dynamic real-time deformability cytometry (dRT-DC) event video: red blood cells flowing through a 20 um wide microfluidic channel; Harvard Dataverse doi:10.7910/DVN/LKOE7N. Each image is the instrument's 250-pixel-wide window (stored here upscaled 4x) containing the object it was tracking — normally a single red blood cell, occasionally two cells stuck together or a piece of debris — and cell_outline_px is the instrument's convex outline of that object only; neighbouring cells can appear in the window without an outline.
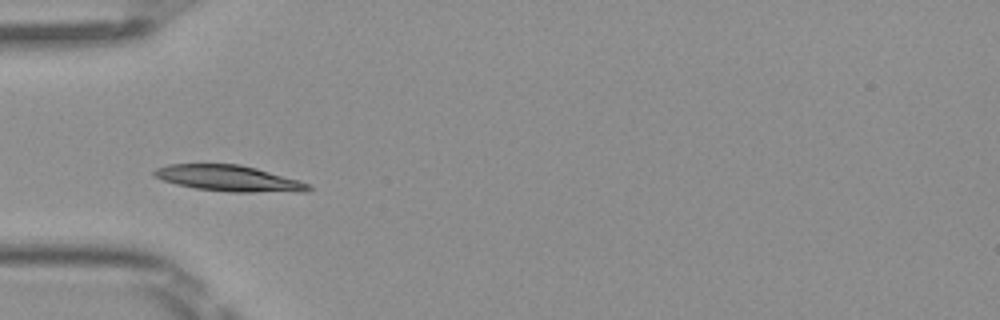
{"species": "Egyptian fruit bat (a non-hibernating species)", "species_latin": "Rousettus aegyptiacus", "temperature_condition": "room temperature", "stored_images_in_passage": 7, "camera_frame_rate_fps": 3000, "um_per_image_px": 0.085, "frame": {"image": 1, "passage_image": 4, "time_ms": 1.0, "image_size_px": [1000, 320], "cell_outline_px": [[312, 188], [308, 192], [232, 192], [196, 188], [176, 184], [152, 176], [152, 172], [156, 168], [168, 164], [240, 164], [256, 168], [300, 180], [308, 184]], "centroid_in_image_um": [19.47, 15.16], "position_along_channel_um": 65.5, "area_um2": 23.41}}
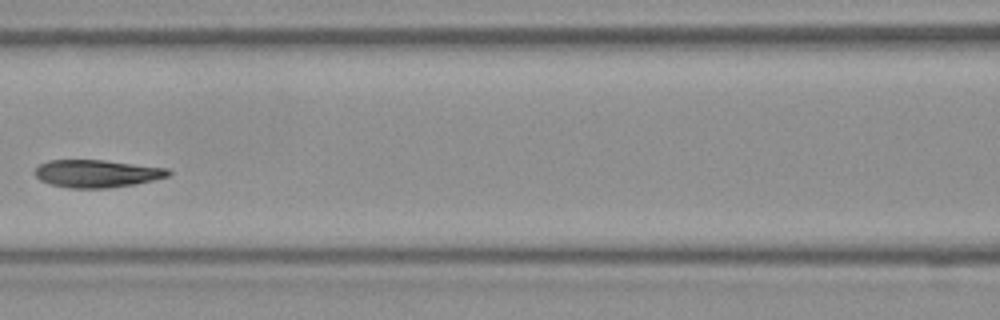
{"frame": {"image": 2, "passage_image": 6, "time_ms": 1.667, "image_size_px": [1000, 320], "cell_outline_px": [[172, 172], [168, 176], [152, 180], [132, 184], [108, 188], [68, 188], [52, 184], [40, 180], [36, 176], [36, 168], [40, 164], [48, 160], [104, 160], [168, 168]], "centroid_in_image_um": [8.23, 14.75], "position_along_channel_um": 158.4, "area_um2": 21.27}}
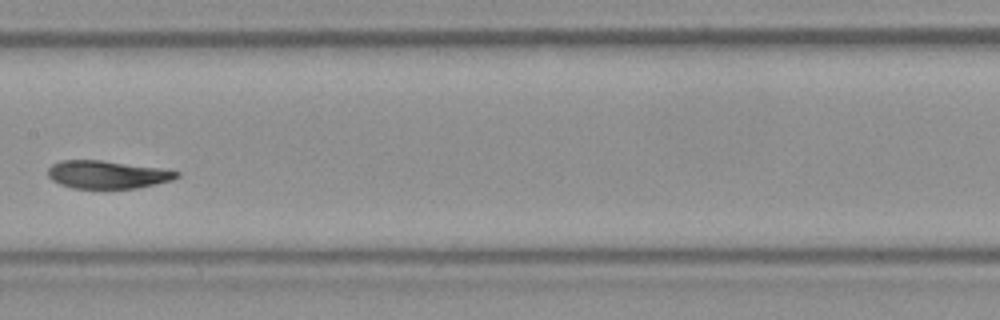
{"frame": {"image": 3, "passage_image": 7, "time_ms": 2.0, "image_size_px": [1000, 320], "cell_outline_px": [[180, 176], [172, 180], [136, 188], [72, 188], [60, 184], [52, 180], [48, 176], [48, 168], [52, 164], [60, 160], [100, 160], [160, 168], [180, 172]], "centroid_in_image_um": [9.1, 14.83], "position_along_channel_um": 198.3, "area_um2": 20.81}}